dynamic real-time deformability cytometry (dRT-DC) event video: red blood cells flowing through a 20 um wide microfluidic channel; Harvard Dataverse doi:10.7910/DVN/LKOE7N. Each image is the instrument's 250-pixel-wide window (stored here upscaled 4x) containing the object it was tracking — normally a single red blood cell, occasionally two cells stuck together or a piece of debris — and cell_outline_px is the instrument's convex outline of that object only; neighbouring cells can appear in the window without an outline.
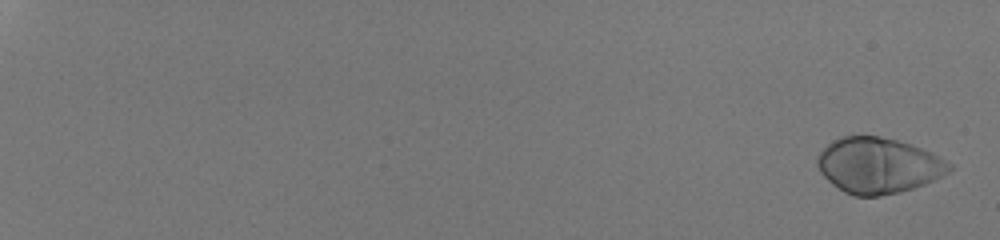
{"species": "human", "species_latin": "Homo sapiens", "temperature_condition": "room temperature", "stored_images_in_passage": 55, "camera_frame_rate_fps": 3000, "um_per_image_px": 0.085, "donor": {"sex": "male"}, "frame": {"image": 1, "passage_image": 2, "time_ms": 0.333, "image_size_px": [1000, 240], "cell_outline_px": [[952, 168], [948, 172], [924, 184], [900, 192], [880, 196], [852, 196], [844, 192], [832, 184], [820, 172], [816, 164], [816, 156], [832, 140], [844, 136], [880, 136], [912, 144], [932, 152], [952, 164]], "centroid_in_image_um": [74.63, 14.06], "position_along_channel_um": 10.4, "area_um2": 42.83}}
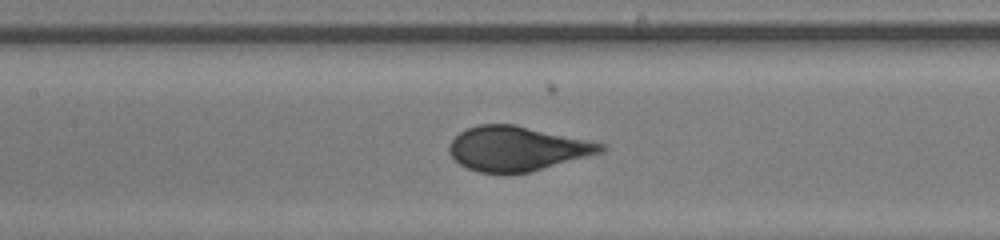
{"frame": {"image": 2, "passage_image": 32, "time_ms": 10.333, "image_size_px": [1000, 240], "cell_outline_px": [[608, 148], [604, 152], [528, 172], [480, 172], [468, 168], [460, 164], [448, 152], [448, 144], [460, 132], [468, 128], [480, 124], [512, 124], [608, 144]], "centroid_in_image_um": [43.97, 12.62], "position_along_channel_um": 163.4, "area_um2": 38.96}}
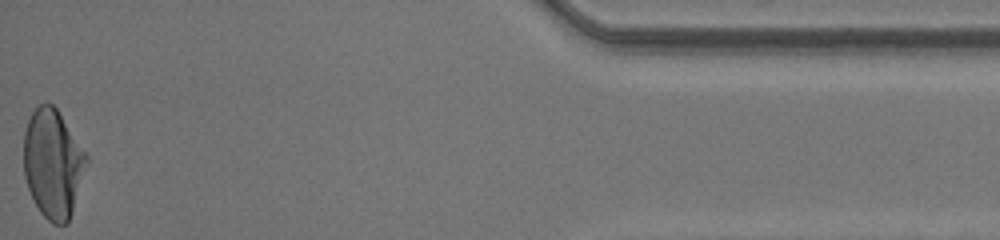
{"frame": {"image": 3, "passage_image": 55, "time_ms": 18.0, "image_size_px": [1000, 240], "cell_outline_px": [[88, 164], [68, 224], [52, 224], [40, 212], [28, 188], [24, 176], [24, 132], [28, 120], [32, 112], [40, 104], [52, 104], [56, 108], [88, 156]], "centroid_in_image_um": [4.5, 13.93], "position_along_channel_um": 430.7, "area_um2": 39.59}, "authors_computed_cell_mechanics": {"area_um2": 40.5756, "velocity_mm_per_s": 4.2425, "shape_relaxation_time_tau1_ms": 3.7266, "shape_relaxation_time_tau2_ms": null, "deformation_change_tau1": 0.2184, "deformation_change_tau2": null}}